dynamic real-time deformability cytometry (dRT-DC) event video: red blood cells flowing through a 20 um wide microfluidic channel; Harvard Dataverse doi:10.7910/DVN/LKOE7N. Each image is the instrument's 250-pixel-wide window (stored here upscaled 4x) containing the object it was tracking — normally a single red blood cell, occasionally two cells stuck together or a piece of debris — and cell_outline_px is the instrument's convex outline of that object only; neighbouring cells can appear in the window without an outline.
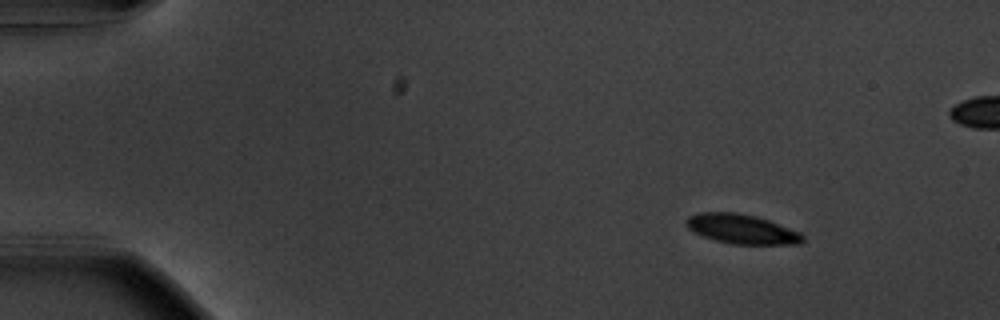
{"species": "common noctule bat (a hibernating species)", "species_latin": "Nyctalus noctula", "temperature_condition": "warm", "stored_images_in_passage": 51, "segment_of_instrument_passage": [1, 2], "camera_frame_rate_fps": 3000, "um_per_image_px": 0.085, "animal": {"sex": "male", "body_mass_g": 20.1, "forearm_length_mm": 53.5}, "frame": {"image": 1, "passage_image": 1, "time_ms": 0.0, "image_size_px": [1000, 320], "cell_outline_px": [[804, 240], [800, 244], [732, 244], [716, 240], [704, 236], [688, 228], [688, 216], [700, 212], [736, 212], [756, 216], [768, 220], [800, 232], [804, 236]], "centroid_in_image_um": [63.09, 19.47], "position_along_channel_um": 21.9, "area_um2": 19.77}}
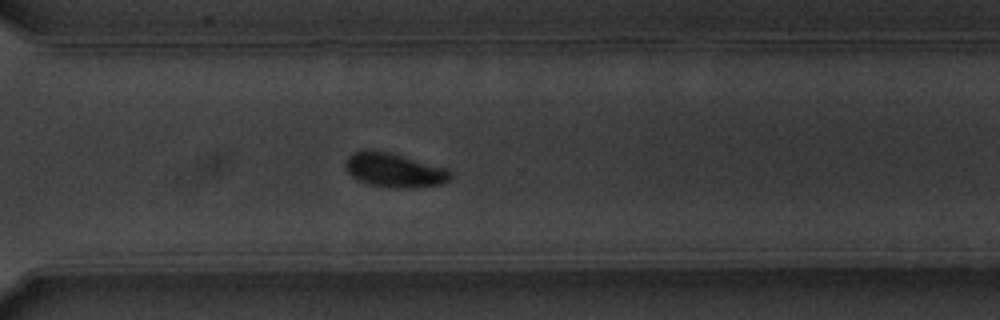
{"frame": {"image": 2, "passage_image": 35, "time_ms": 11.333, "image_size_px": [1000, 320], "cell_outline_px": [[452, 180], [440, 184], [396, 188], [368, 184], [356, 180], [344, 168], [344, 160], [352, 152], [368, 148], [372, 148], [388, 152], [448, 168], [452, 172]], "centroid_in_image_um": [33.46, 14.43], "position_along_channel_um": 337.1, "area_um2": 21.15}}
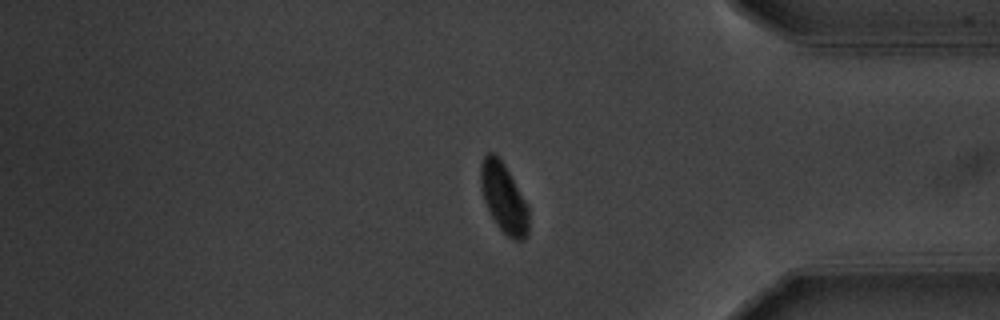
{"frame": {"image": 3, "passage_image": 41, "time_ms": 13.333, "image_size_px": [1000, 320], "cell_outline_px": [[528, 236], [524, 240], [516, 240], [508, 236], [496, 224], [484, 200], [480, 188], [480, 164], [484, 156], [488, 152], [492, 152], [504, 164], [528, 204]], "centroid_in_image_um": [42.81, 16.82], "position_along_channel_um": 392.4, "area_um2": 19.36}}